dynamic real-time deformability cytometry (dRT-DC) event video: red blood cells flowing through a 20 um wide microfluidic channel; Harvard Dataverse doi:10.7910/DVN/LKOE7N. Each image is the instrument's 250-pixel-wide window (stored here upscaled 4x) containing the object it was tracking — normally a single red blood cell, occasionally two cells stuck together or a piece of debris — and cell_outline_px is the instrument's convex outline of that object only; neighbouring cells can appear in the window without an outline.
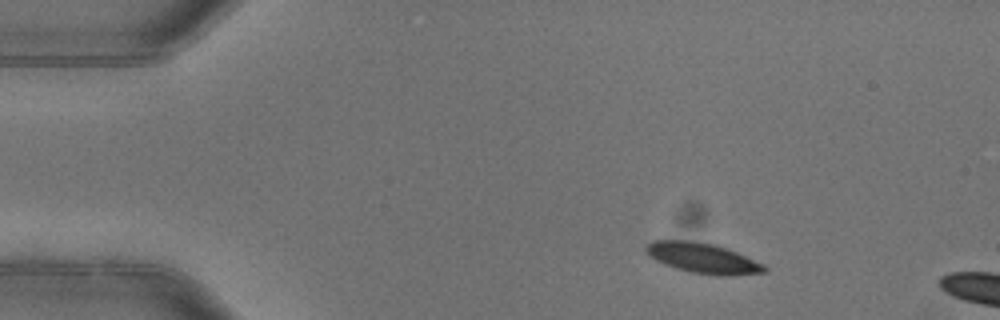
{"species": "common noctule bat (a hibernating species)", "species_latin": "Nyctalus noctula", "temperature_condition": "warm", "stored_images_in_passage": 4, "camera_frame_rate_fps": 3000, "um_per_image_px": 0.085, "animal": {"sex": "female"}, "frame": {"image": 1, "passage_image": 1, "time_ms": 0.0, "image_size_px": [1000, 320], "cell_outline_px": [[768, 272], [732, 276], [728, 276], [692, 272], [676, 268], [664, 264], [648, 256], [644, 252], [644, 248], [648, 244], [656, 240], [688, 240], [716, 244], [736, 252], [764, 264], [768, 268]], "centroid_in_image_um": [59.75, 21.93], "position_along_channel_um": 25.3, "area_um2": 20.92}}